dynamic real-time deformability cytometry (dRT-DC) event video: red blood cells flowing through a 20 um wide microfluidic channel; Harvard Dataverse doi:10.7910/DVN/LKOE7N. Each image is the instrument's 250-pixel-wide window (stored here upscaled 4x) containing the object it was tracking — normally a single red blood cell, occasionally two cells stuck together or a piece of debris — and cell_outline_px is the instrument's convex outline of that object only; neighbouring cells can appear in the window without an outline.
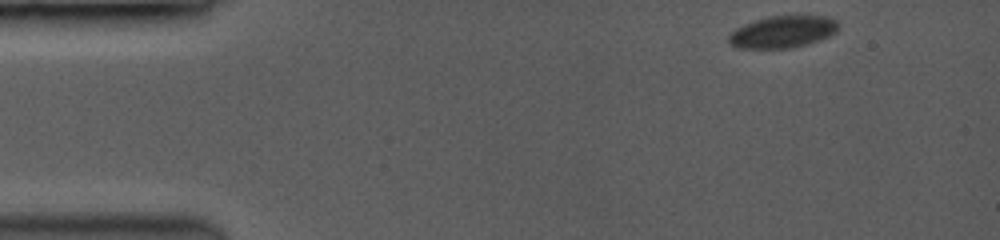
{"species": "common noctule bat (a hibernating species)", "species_latin": "Nyctalus noctula", "temperature_condition": "room temperature", "stored_images_in_passage": 22, "camera_frame_rate_fps": 3500, "um_per_image_px": 0.085, "animal": {"sex": "female", "body_mass_g": 19.0, "forearm_length_mm": 53.3}, "frame": {"image": 1, "passage_image": 1, "time_ms": 0.0, "image_size_px": [1000, 240], "cell_outline_px": [[836, 28], [832, 32], [816, 40], [804, 44], [784, 48], [744, 48], [732, 44], [728, 40], [728, 36], [732, 32], [748, 24], [760, 20], [776, 16], [816, 16], [832, 20], [836, 24]], "centroid_in_image_um": [66.46, 2.72], "position_along_channel_um": 18.5, "area_um2": 18.84}}
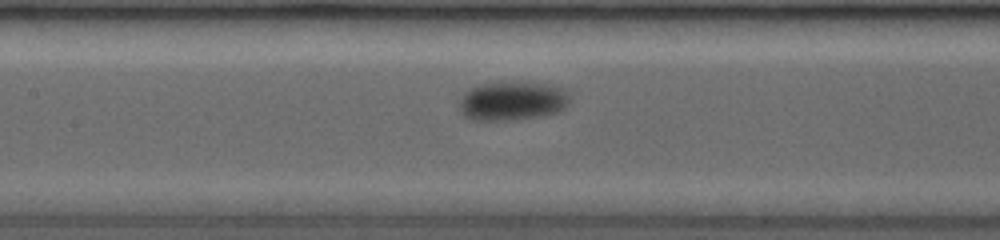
{"frame": {"image": 2, "passage_image": 17, "time_ms": 6.571, "image_size_px": [1000, 240], "cell_outline_px": [[564, 104], [556, 112], [532, 116], [496, 120], [472, 120], [464, 116], [460, 104], [464, 96], [472, 88], [484, 84], [512, 80], [544, 84], [560, 88], [564, 96]], "centroid_in_image_um": [43.44, 8.55], "position_along_channel_um": 164.0, "area_um2": 23.7}}
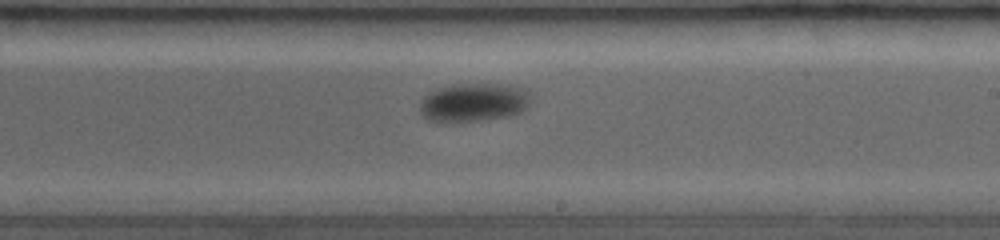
{"frame": {"image": 3, "passage_image": 22, "time_ms": 8.857, "image_size_px": [1000, 240], "cell_outline_px": [[524, 108], [520, 112], [504, 116], [472, 120], [432, 120], [424, 116], [420, 108], [420, 104], [436, 88], [452, 84], [496, 84], [520, 88], [524, 96]], "centroid_in_image_um": [40.15, 8.67], "position_along_channel_um": 248.8, "area_um2": 23.06}}